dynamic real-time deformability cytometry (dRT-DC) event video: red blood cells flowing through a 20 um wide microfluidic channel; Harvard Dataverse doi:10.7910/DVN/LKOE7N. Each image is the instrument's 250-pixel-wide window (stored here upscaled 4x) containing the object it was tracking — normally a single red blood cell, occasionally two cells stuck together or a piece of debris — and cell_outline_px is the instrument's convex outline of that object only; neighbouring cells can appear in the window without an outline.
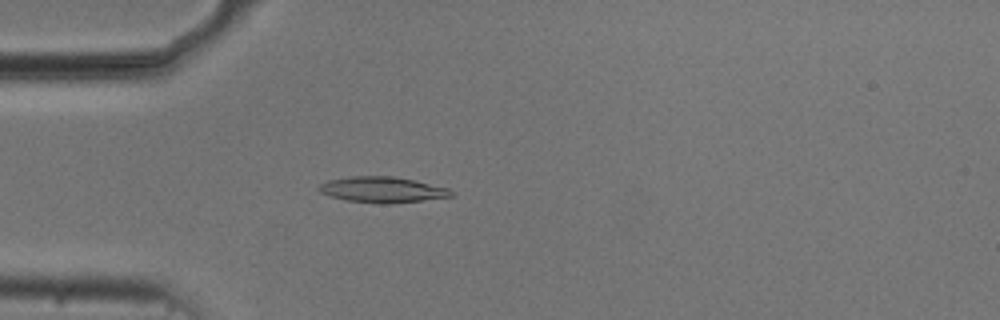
{"species": "common noctule bat (a hibernating species)", "species_latin": "Nyctalus noctula", "temperature_condition": "cold", "stored_images_in_passage": 53, "camera_frame_rate_fps": 3000, "um_per_image_px": 0.085, "animal": {"sex": "male", "body_mass_g": 20.5, "forearm_length_mm": 52.5}, "frame": {"image": 1, "passage_image": 14, "time_ms": 4.333, "image_size_px": [1000, 320], "cell_outline_px": [[456, 196], [384, 204], [380, 204], [344, 200], [320, 192], [316, 188], [320, 184], [328, 180], [352, 176], [392, 176], [412, 180], [448, 188], [456, 192]], "centroid_in_image_um": [32.5, 16.12], "position_along_channel_um": 52.5, "area_um2": 19.77}}
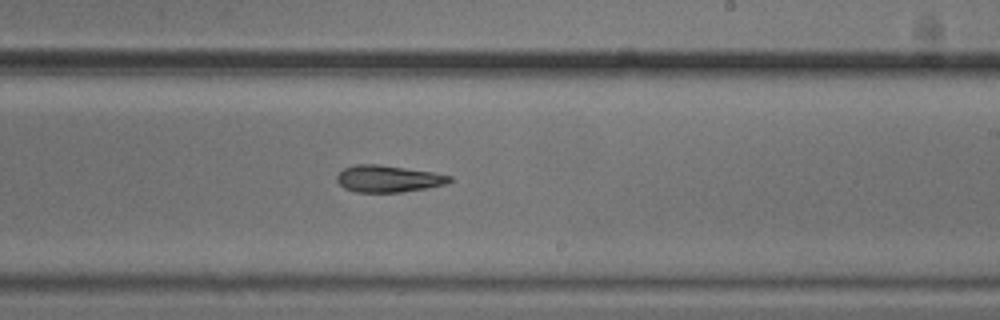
{"frame": {"image": 2, "passage_image": 31, "time_ms": 10.0, "image_size_px": [1000, 320], "cell_outline_px": [[452, 180], [444, 184], [424, 188], [400, 192], [356, 192], [344, 188], [336, 180], [336, 176], [344, 168], [356, 164], [380, 164], [432, 172], [452, 176]], "centroid_in_image_um": [32.96, 15.18], "position_along_channel_um": 256.0, "area_um2": 17.46}}
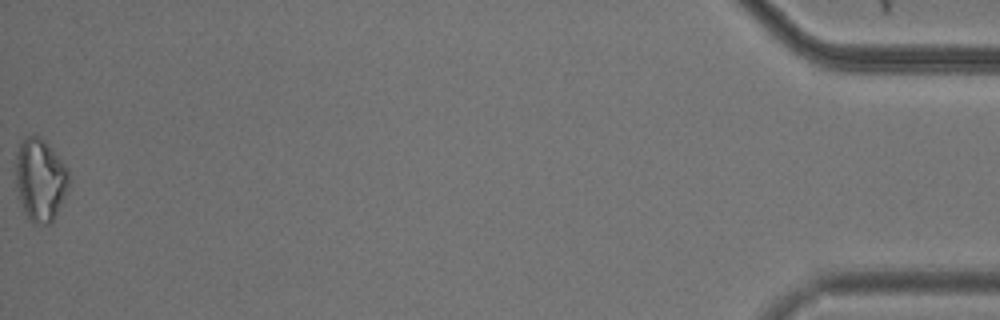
{"frame": {"image": 3, "passage_image": 53, "time_ms": 17.333, "image_size_px": [1000, 320], "cell_outline_px": [[68, 188], [52, 220], [48, 224], [32, 224], [24, 212], [16, 196], [16, 156], [20, 144], [24, 136], [36, 132], [48, 144], [68, 168]], "centroid_in_image_um": [3.38, 15.25], "position_along_channel_um": 431.8, "area_um2": 25.78}}